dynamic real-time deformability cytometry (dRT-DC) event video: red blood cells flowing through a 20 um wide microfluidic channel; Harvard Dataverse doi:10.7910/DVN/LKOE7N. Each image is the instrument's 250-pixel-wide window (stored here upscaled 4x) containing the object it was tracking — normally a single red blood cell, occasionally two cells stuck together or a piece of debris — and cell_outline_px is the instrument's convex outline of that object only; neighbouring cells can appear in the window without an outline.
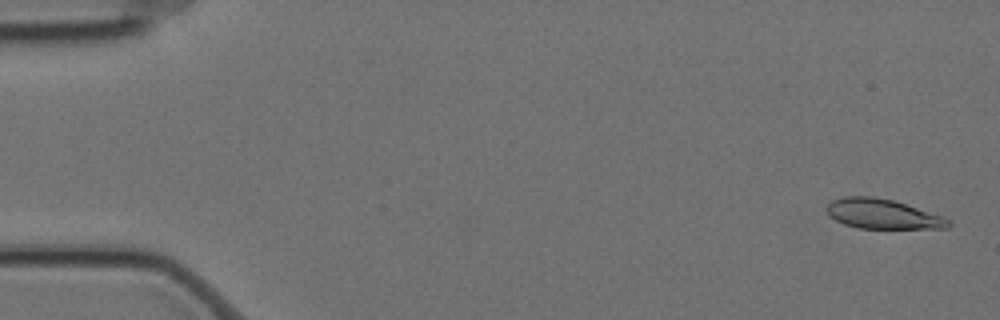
{"species": "Egyptian fruit bat (a non-hibernating species)", "species_latin": "Rousettus aegyptiacus", "temperature_condition": "cold", "stored_images_in_passage": 5, "camera_frame_rate_fps": 3000, "um_per_image_px": 0.085, "animal": {"sex": "female"}, "frame": {"image": 1, "passage_image": 1, "time_ms": 0.0, "image_size_px": [1000, 320], "cell_outline_px": [[952, 224], [948, 228], [856, 228], [844, 224], [828, 216], [828, 204], [832, 200], [844, 196], [876, 196], [892, 200], [944, 216]], "centroid_in_image_um": [75.01, 18.18], "position_along_channel_um": 10.0, "area_um2": 21.04}}
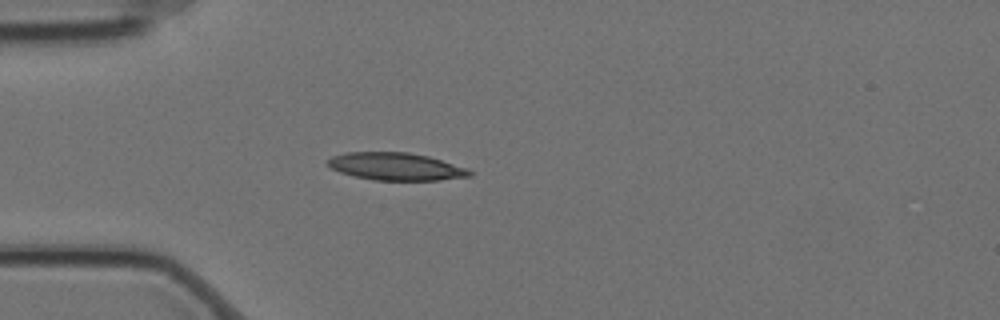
{"frame": {"image": 2, "passage_image": 5, "time_ms": 1.333, "image_size_px": [1000, 320], "cell_outline_px": [[472, 176], [440, 180], [372, 180], [340, 172], [332, 168], [328, 164], [328, 160], [332, 156], [344, 152], [408, 152], [428, 156], [468, 168], [472, 172]], "centroid_in_image_um": [33.67, 14.15], "position_along_channel_um": 51.3, "area_um2": 22.72}}